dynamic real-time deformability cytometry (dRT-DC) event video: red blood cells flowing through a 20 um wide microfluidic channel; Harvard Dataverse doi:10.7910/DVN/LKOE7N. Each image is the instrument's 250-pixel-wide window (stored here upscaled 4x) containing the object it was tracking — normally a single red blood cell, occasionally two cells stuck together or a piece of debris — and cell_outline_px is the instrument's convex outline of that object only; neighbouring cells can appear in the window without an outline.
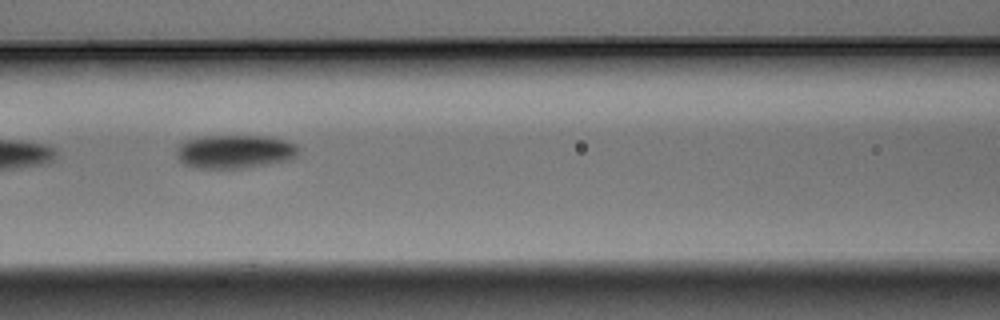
{"species": "Egyptian fruit bat (a non-hibernating species)", "species_latin": "Rousettus aegyptiacus", "temperature_condition": "warm", "stored_images_in_passage": 9, "camera_frame_rate_fps": 3000, "um_per_image_px": 0.085, "animal": {"sex": "male"}, "frame": {"image": 1, "passage_image": 6, "time_ms": 1.667, "image_size_px": [1000, 320], "cell_outline_px": [[300, 148], [296, 156], [288, 160], [248, 168], [192, 168], [184, 164], [176, 156], [176, 152], [180, 144], [196, 136], [268, 136], [284, 140], [296, 144]], "centroid_in_image_um": [19.96, 12.89], "position_along_channel_um": 146.6, "area_um2": 24.04}}
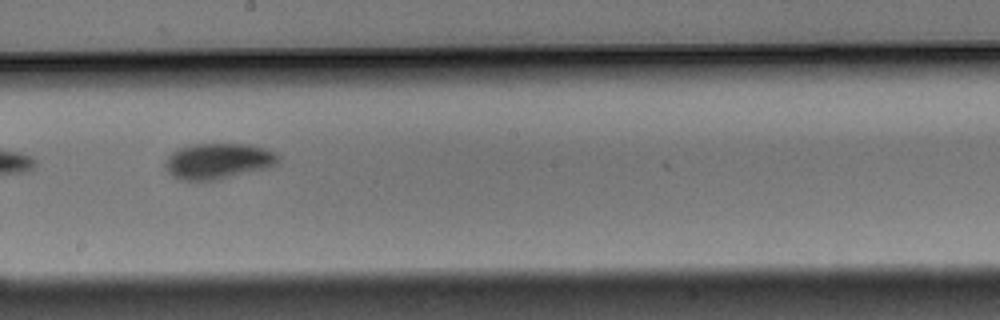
{"frame": {"image": 2, "passage_image": 8, "time_ms": 2.333, "image_size_px": [1000, 320], "cell_outline_px": [[280, 160], [276, 164], [268, 168], [216, 180], [180, 180], [172, 176], [164, 168], [164, 160], [172, 152], [180, 148], [196, 144], [248, 144], [264, 148], [276, 152], [280, 156]], "centroid_in_image_um": [18.54, 13.7], "position_along_channel_um": 229.7, "area_um2": 23.7}}
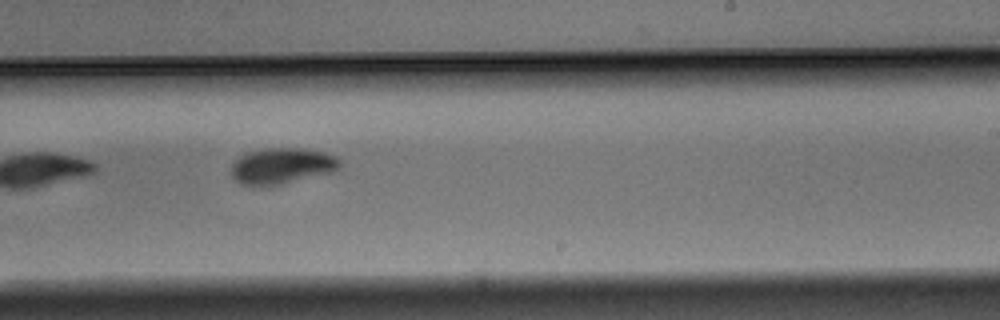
{"frame": {"image": 3, "passage_image": 9, "time_ms": 2.667, "image_size_px": [1000, 320], "cell_outline_px": [[340, 168], [332, 172], [268, 188], [252, 188], [240, 184], [232, 176], [232, 164], [240, 156], [248, 152], [264, 148], [300, 148], [324, 152], [336, 156], [340, 160]], "centroid_in_image_um": [23.93, 14.15], "position_along_channel_um": 265.1, "area_um2": 23.41}}